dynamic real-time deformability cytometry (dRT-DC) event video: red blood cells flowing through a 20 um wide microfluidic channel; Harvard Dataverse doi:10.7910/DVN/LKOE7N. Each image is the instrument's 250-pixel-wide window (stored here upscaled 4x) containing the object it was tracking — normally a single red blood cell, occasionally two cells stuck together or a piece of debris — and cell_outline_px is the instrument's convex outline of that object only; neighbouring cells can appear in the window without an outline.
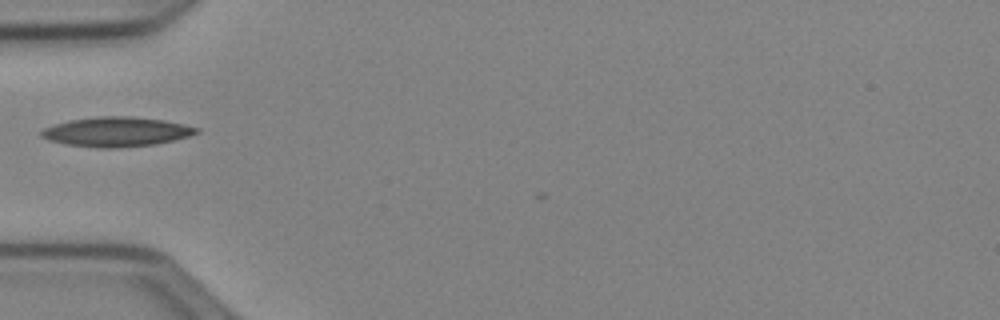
{"species": "Egyptian fruit bat (a non-hibernating species)", "species_latin": "Rousettus aegyptiacus", "temperature_condition": "cold", "stored_images_in_passage": 28, "camera_frame_rate_fps": 3000, "um_per_image_px": 0.085, "animal": {"sex": "female"}, "frame": {"image": 1, "passage_image": 1, "time_ms": 0.0, "image_size_px": [1000, 320], "cell_outline_px": [[200, 132], [188, 136], [156, 144], [116, 148], [100, 148], [68, 144], [48, 140], [40, 136], [40, 132], [44, 128], [52, 124], [68, 120], [96, 116], [132, 116], [164, 120], [184, 124], [200, 128]], "centroid_in_image_um": [9.88, 11.19], "position_along_channel_um": 75.1, "area_um2": 26.88}}
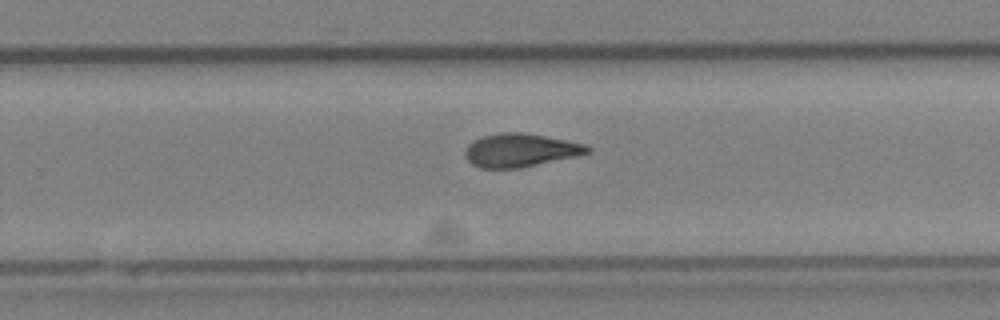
{"frame": {"image": 2, "passage_image": 17, "time_ms": 5.333, "image_size_px": [1000, 320], "cell_outline_px": [[592, 152], [576, 156], [520, 168], [480, 168], [472, 164], [468, 160], [464, 152], [468, 144], [472, 140], [480, 136], [500, 132], [520, 132], [568, 140], [584, 144], [592, 148]], "centroid_in_image_um": [44.21, 12.76], "position_along_channel_um": 285.6, "area_um2": 23.87}}
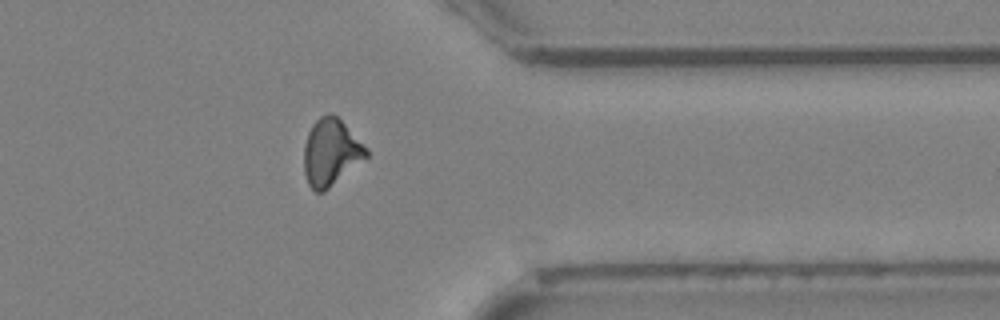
{"frame": {"image": 3, "passage_image": 25, "time_ms": 8.0, "image_size_px": [1000, 320], "cell_outline_px": [[368, 156], [324, 192], [316, 192], [308, 184], [304, 172], [304, 144], [308, 132], [312, 124], [320, 116], [328, 112], [332, 112], [368, 148]], "centroid_in_image_um": [28.11, 12.94], "position_along_channel_um": 383.3, "area_um2": 24.16}}